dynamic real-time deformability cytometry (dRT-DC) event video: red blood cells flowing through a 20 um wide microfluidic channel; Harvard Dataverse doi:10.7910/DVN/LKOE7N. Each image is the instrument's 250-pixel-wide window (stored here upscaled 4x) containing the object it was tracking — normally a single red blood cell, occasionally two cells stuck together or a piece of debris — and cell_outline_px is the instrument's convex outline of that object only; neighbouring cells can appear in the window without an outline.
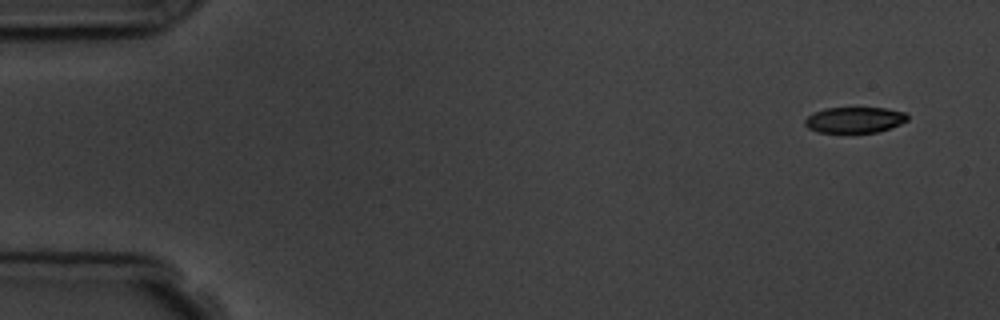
{"species": "common noctule bat (a hibernating species)", "species_latin": "Nyctalus noctula", "temperature_condition": "room temperature", "stored_images_in_passage": 5, "camera_frame_rate_fps": 3000, "um_per_image_px": 0.085, "animal": {"sex": "male", "body_mass_g": 19.5, "forearm_length_mm": 54.6}, "frame": {"image": 1, "passage_image": 1, "time_ms": 0.0, "image_size_px": [1000, 320], "cell_outline_px": [[908, 120], [900, 124], [876, 132], [816, 132], [808, 128], [804, 124], [804, 120], [808, 116], [824, 108], [884, 108], [904, 112], [908, 116]], "centroid_in_image_um": [72.62, 10.19], "position_along_channel_um": 12.4, "area_um2": 15.26}}
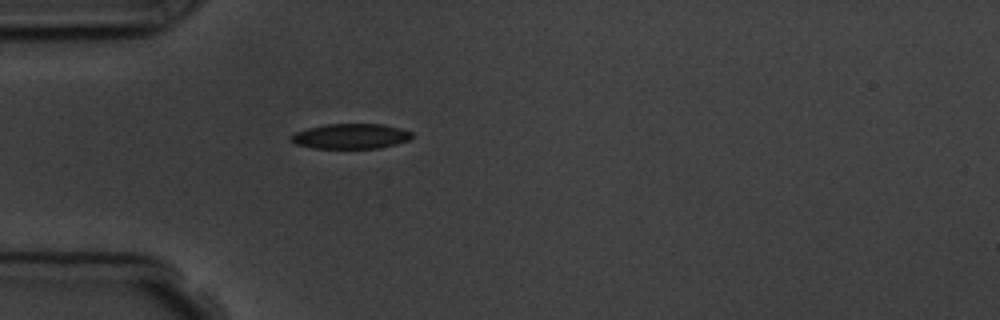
{"frame": {"image": 2, "passage_image": 5, "time_ms": 4.333, "image_size_px": [1000, 320], "cell_outline_px": [[412, 136], [408, 140], [396, 144], [380, 148], [312, 148], [296, 144], [288, 136], [296, 132], [308, 128], [328, 124], [384, 124], [400, 128], [412, 132]], "centroid_in_image_um": [29.82, 11.58], "position_along_channel_um": 55.2, "area_um2": 17.63}}